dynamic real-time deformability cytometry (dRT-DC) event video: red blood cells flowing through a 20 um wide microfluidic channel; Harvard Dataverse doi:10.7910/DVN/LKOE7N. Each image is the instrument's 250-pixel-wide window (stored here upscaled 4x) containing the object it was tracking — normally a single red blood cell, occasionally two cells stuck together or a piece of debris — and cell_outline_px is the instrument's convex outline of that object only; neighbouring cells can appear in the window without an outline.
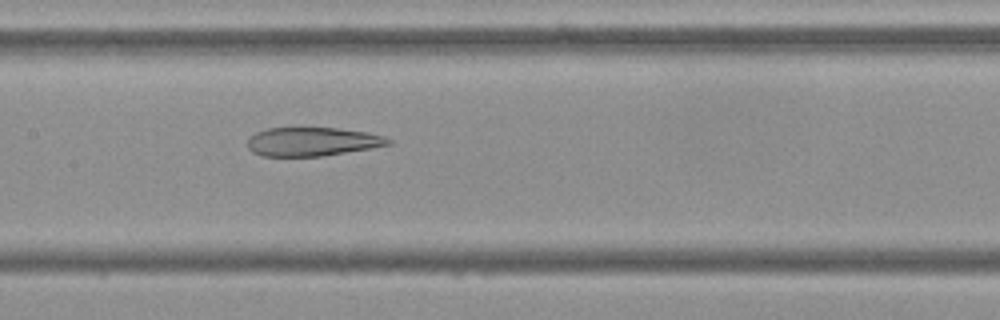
{"species": "Egyptian fruit bat (a non-hibernating species)", "species_latin": "Rousettus aegyptiacus", "temperature_condition": "cold", "stored_images_in_passage": 53, "camera_frame_rate_fps": 3000, "um_per_image_px": 0.085, "frame": {"image": 1, "passage_image": 25, "time_ms": 8.0, "image_size_px": [1000, 320], "cell_outline_px": [[392, 144], [372, 148], [320, 156], [260, 156], [252, 152], [248, 148], [248, 136], [256, 132], [268, 128], [336, 128], [368, 132], [384, 136], [392, 140]], "centroid_in_image_um": [26.53, 12.04], "position_along_channel_um": 180.9, "area_um2": 23.64}}
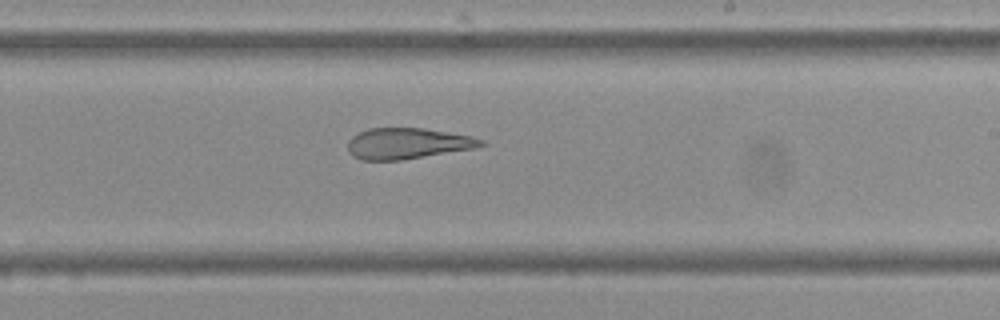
{"frame": {"image": 2, "passage_image": 31, "time_ms": 10.0, "image_size_px": [1000, 320], "cell_outline_px": [[484, 144], [472, 148], [400, 160], [360, 160], [352, 156], [348, 152], [348, 140], [352, 136], [368, 128], [424, 128], [472, 136], [484, 140]], "centroid_in_image_um": [34.57, 12.19], "position_along_channel_um": 254.4, "area_um2": 23.81}}
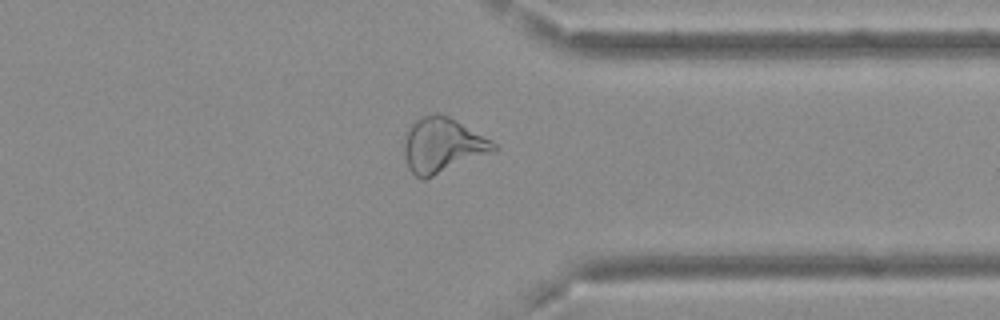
{"frame": {"image": 3, "passage_image": 41, "time_ms": 13.333, "image_size_px": [1000, 320], "cell_outline_px": [[500, 148], [496, 152], [424, 180], [416, 176], [408, 168], [404, 152], [404, 140], [408, 128], [420, 116], [436, 112], [448, 116], [456, 120], [492, 140]], "centroid_in_image_um": [37.64, 12.36], "position_along_channel_um": 373.8, "area_um2": 29.07}}